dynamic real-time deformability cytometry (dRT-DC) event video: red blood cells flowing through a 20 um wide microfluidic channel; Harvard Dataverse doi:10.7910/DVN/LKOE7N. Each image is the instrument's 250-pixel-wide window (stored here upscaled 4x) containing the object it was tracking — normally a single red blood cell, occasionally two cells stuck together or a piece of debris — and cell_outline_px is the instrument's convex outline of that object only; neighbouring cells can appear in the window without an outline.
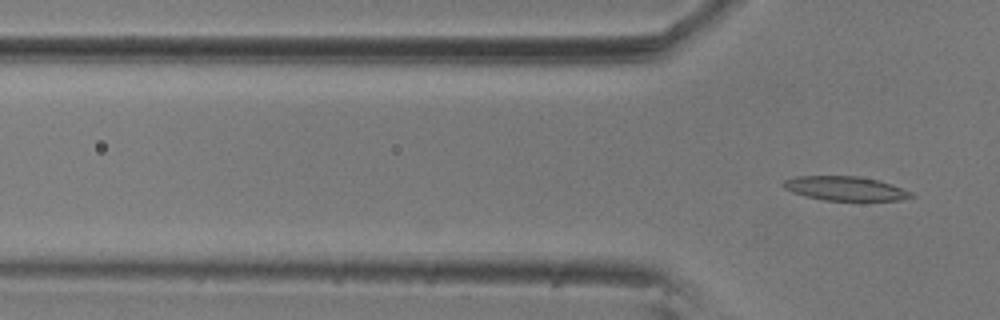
{"species": "common noctule bat (a hibernating species)", "species_latin": "Nyctalus noctula", "temperature_condition": "room temperature", "stored_images_in_passage": 5, "camera_frame_rate_fps": 3000, "um_per_image_px": 0.085, "animal": {"sex": "male", "body_mass_g": 20.5, "forearm_length_mm": 52.5}, "frame": {"image": 1, "passage_image": 5, "time_ms": 1.333, "image_size_px": [1000, 320], "cell_outline_px": [[916, 196], [900, 200], [824, 200], [804, 196], [792, 192], [784, 188], [780, 184], [784, 180], [796, 176], [860, 176], [892, 184], [912, 192]], "centroid_in_image_um": [71.82, 16.01], "position_along_channel_um": 54.0, "area_um2": 18.03}}